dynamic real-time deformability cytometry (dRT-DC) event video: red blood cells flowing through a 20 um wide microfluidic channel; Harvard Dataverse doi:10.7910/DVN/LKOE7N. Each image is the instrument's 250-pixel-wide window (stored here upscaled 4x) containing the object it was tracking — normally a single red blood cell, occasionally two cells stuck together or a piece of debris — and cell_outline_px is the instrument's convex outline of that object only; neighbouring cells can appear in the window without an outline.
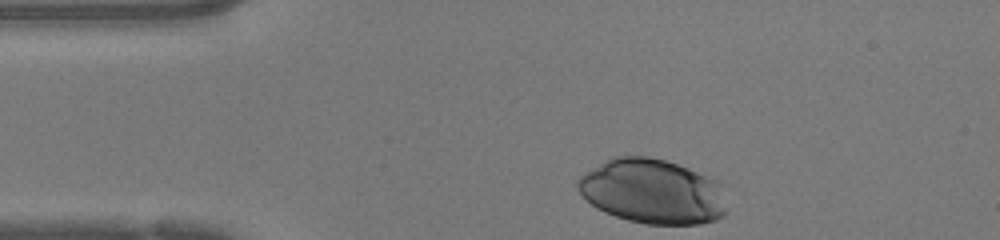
{"species": "human", "species_latin": "Homo sapiens", "temperature_condition": "warm", "stored_images_in_passage": 29, "camera_frame_rate_fps": 3000, "um_per_image_px": 0.085, "donor": {"sex": "female"}, "frame": {"image": 1, "passage_image": 1, "time_ms": 0.0, "image_size_px": [1000, 240], "cell_outline_px": [[724, 216], [716, 220], [700, 224], [648, 224], [628, 220], [604, 212], [596, 208], [576, 188], [576, 180], [584, 172], [612, 156], [648, 156], [664, 160], [688, 168], [720, 184], [724, 208]], "centroid_in_image_um": [55.39, 16.27], "position_along_channel_um": 29.6, "area_um2": 55.72}}
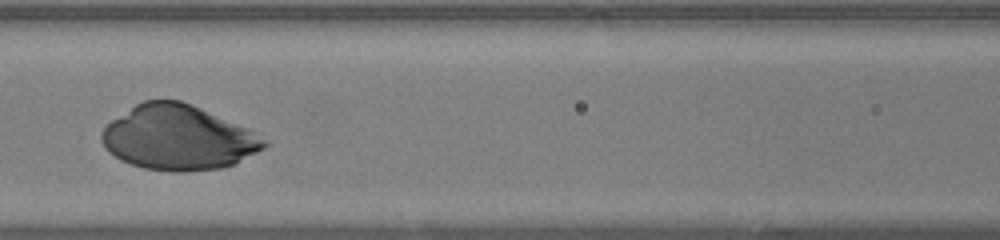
{"frame": {"image": 2, "passage_image": 13, "time_ms": 4.0, "image_size_px": [1000, 240], "cell_outline_px": [[268, 144], [264, 148], [224, 168], [184, 172], [172, 172], [144, 168], [120, 160], [108, 152], [104, 148], [100, 140], [100, 132], [112, 120], [136, 104], [144, 100], [180, 100], [192, 104], [260, 132]], "centroid_in_image_um": [15.16, 11.7], "position_along_channel_um": 151.4, "area_um2": 61.73}}
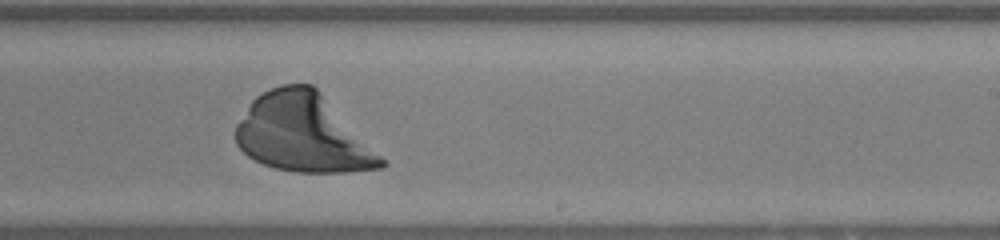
{"frame": {"image": 3, "passage_image": 21, "time_ms": 6.667, "image_size_px": [1000, 240], "cell_outline_px": [[388, 164], [380, 168], [348, 172], [296, 172], [276, 168], [264, 164], [248, 156], [236, 144], [236, 124], [252, 100], [256, 96], [268, 88], [284, 84], [312, 84], [316, 88]], "centroid_in_image_um": [25.7, 11.33], "position_along_channel_um": 263.3, "area_um2": 65.26}}